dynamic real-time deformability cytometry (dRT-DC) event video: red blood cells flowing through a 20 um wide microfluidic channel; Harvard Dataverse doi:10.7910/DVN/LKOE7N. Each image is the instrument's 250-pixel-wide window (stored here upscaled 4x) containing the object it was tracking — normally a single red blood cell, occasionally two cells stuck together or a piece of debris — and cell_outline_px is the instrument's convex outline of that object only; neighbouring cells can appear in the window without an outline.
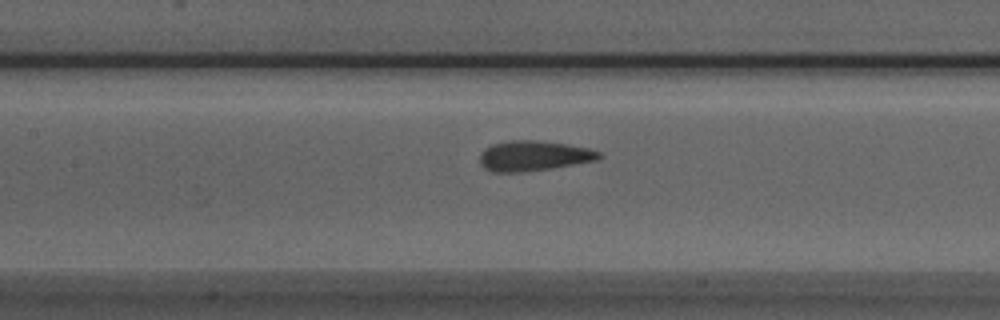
{"species": "Egyptian fruit bat (a non-hibernating species)", "species_latin": "Rousettus aegyptiacus", "temperature_condition": "room temperature", "stored_images_in_passage": 37, "camera_frame_rate_fps": 3000, "um_per_image_px": 0.085, "animal": {"sex": "male"}, "frame": {"image": 1, "passage_image": 13, "time_ms": 4.0, "image_size_px": [1000, 320], "cell_outline_px": [[604, 156], [600, 160], [552, 168], [520, 172], [492, 172], [484, 168], [480, 164], [480, 152], [484, 148], [492, 144], [512, 140], [532, 140], [568, 144], [588, 148], [600, 152]], "centroid_in_image_um": [45.37, 13.25], "position_along_channel_um": 162.0, "area_um2": 21.15}}
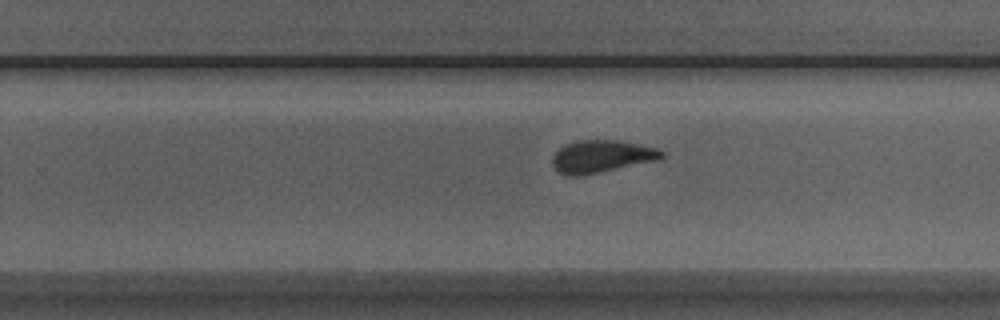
{"frame": {"image": 2, "passage_image": 22, "time_ms": 7.0, "image_size_px": [1000, 320], "cell_outline_px": [[664, 156], [656, 160], [600, 172], [580, 176], [568, 176], [560, 172], [552, 164], [552, 156], [564, 144], [576, 140], [616, 140], [656, 148], [664, 152]], "centroid_in_image_um": [51.08, 13.29], "position_along_channel_um": 278.7, "area_um2": 20.4}}
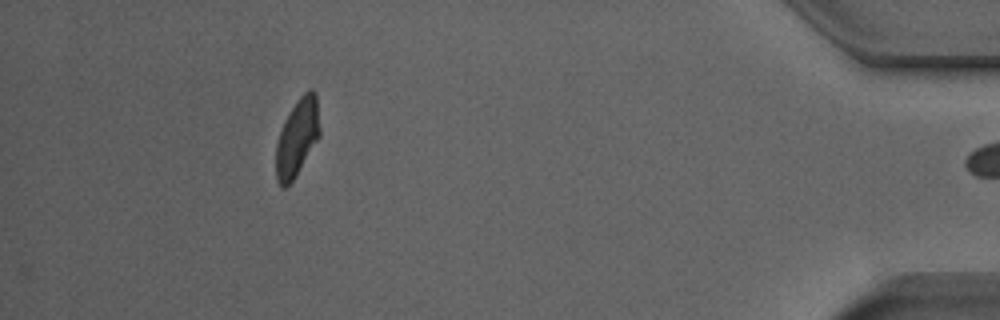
{"frame": {"image": 3, "passage_image": 37, "time_ms": 12.0, "image_size_px": [1000, 320], "cell_outline_px": [[320, 136], [292, 180], [284, 188], [280, 188], [276, 180], [276, 144], [280, 132], [292, 108], [300, 96], [308, 88], [312, 88], [316, 92], [320, 128]], "centroid_in_image_um": [25.27, 11.67], "position_along_channel_um": 409.9, "area_um2": 19.42}, "authors_computed_cell_mechanics": {"area_um2": 20.9236, "velocity_mm_per_s": 3.8997, "shape_relaxation_time_tau1_ms": 5.0172, "shape_relaxation_time_tau2_ms": 1.0627, "deformation_change_tau1": 0.1385, "deformation_change_tau2": 0.0643}}